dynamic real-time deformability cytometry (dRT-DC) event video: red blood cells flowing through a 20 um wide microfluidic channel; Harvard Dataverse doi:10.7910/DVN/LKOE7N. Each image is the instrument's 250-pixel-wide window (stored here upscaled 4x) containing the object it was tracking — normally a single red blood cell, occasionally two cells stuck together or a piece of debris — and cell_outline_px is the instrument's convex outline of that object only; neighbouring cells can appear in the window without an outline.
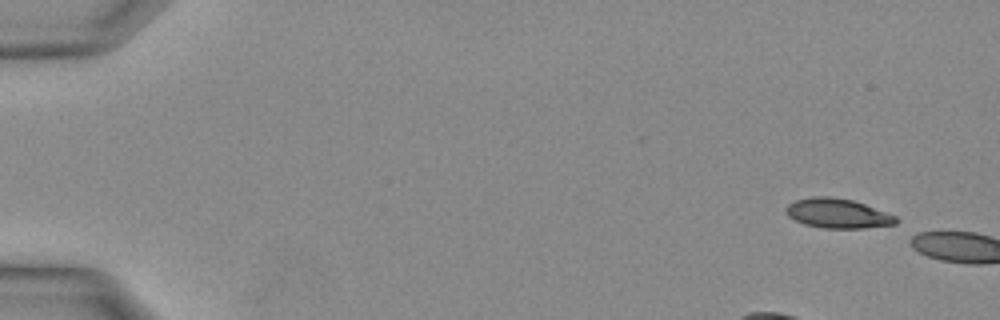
{"species": "Egyptian fruit bat (a non-hibernating species)", "species_latin": "Rousettus aegyptiacus", "temperature_condition": "warm", "stored_images_in_passage": 3, "camera_frame_rate_fps": 3000, "um_per_image_px": 0.085, "animal": {"sex": "female"}, "frame": {"image": 1, "passage_image": 1, "time_ms": 0.0, "image_size_px": [1000, 320], "cell_outline_px": [[896, 224], [864, 228], [824, 228], [804, 224], [788, 216], [788, 204], [796, 200], [812, 196], [828, 196], [852, 200], [864, 204], [896, 216]], "centroid_in_image_um": [71.2, 18.14], "position_along_channel_um": 13.8, "area_um2": 18.61}}